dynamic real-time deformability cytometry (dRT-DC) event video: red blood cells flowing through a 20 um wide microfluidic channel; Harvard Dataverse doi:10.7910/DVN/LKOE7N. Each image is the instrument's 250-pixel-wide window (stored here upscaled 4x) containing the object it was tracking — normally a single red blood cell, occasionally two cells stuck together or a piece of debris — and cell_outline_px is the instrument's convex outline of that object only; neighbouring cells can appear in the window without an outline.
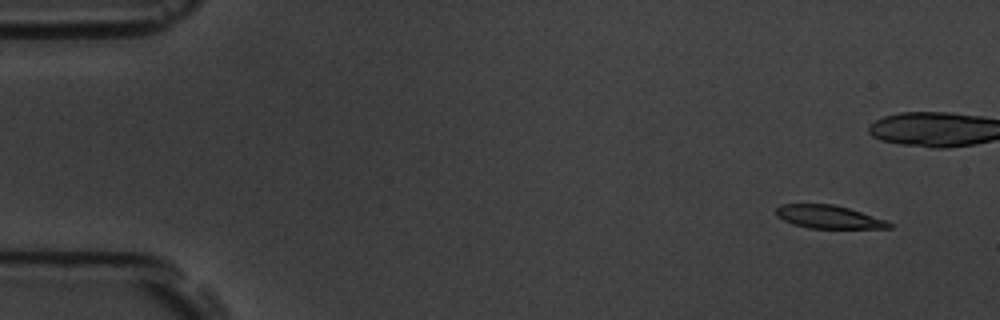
{"species": "common noctule bat (a hibernating species)", "species_latin": "Nyctalus noctula", "temperature_condition": "room temperature", "stored_images_in_passage": 6, "camera_frame_rate_fps": 3000, "um_per_image_px": 0.085, "animal": {"sex": "male", "body_mass_g": 19.5, "forearm_length_mm": 54.6}, "frame": {"image": 1, "passage_image": 2, "time_ms": 1.333, "image_size_px": [1000, 320], "cell_outline_px": [[892, 228], [808, 228], [792, 224], [776, 216], [776, 208], [780, 204], [832, 204], [848, 208], [888, 220], [892, 224]], "centroid_in_image_um": [70.43, 18.44], "position_along_channel_um": 14.6, "area_um2": 15.26}}